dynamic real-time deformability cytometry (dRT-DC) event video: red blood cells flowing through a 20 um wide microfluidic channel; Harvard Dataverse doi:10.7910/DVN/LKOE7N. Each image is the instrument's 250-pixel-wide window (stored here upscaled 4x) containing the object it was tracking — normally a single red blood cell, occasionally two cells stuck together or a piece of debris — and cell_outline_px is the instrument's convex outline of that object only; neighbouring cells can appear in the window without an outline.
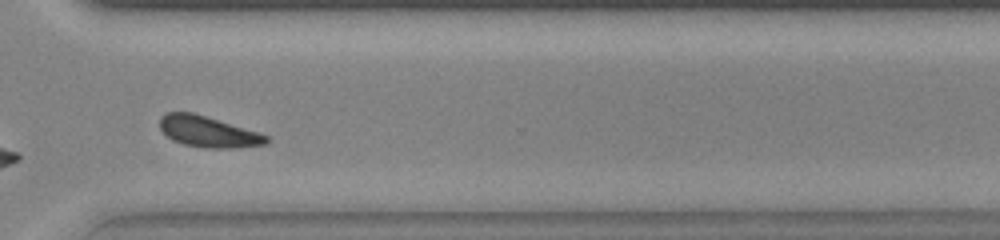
{"species": "common noctule bat (a hibernating species)", "species_latin": "Nyctalus noctula", "temperature_condition": "warm", "stored_images_in_passage": 34, "camera_frame_rate_fps": 3000, "um_per_image_px": 0.085, "animal": {"sex": "female", "body_mass_g": 23.0, "forearm_length_mm": 53.4}, "frame": {"image": 1, "passage_image": 25, "time_ms": 8.0, "image_size_px": [1000, 240], "cell_outline_px": [[268, 140], [264, 144], [232, 148], [204, 148], [184, 144], [172, 140], [160, 128], [160, 116], [164, 112], [192, 112], [256, 132], [268, 136]], "centroid_in_image_um": [17.62, 11.19], "position_along_channel_um": 353.0, "area_um2": 18.84}, "authors_computed_cell_mechanics": {"area_um2": 18.9006, "velocity_mm_per_s": 3.7974, "shape_relaxation_time_tau1_ms": 2.8101, "shape_relaxation_time_tau2_ms": null, "deformation_change_tau1": 0.1382, "deformation_change_tau2": null}}